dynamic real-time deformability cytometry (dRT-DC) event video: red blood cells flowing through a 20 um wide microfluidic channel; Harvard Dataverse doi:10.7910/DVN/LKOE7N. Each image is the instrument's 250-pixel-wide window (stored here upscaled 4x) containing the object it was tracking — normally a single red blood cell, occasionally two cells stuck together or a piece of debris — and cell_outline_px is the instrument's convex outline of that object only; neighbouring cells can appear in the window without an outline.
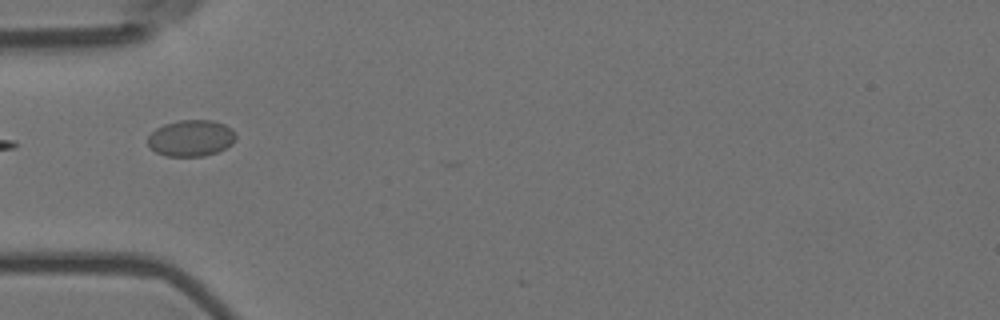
{"species": "Egyptian fruit bat (a non-hibernating species)", "species_latin": "Rousettus aegyptiacus", "temperature_condition": "room temperature", "stored_images_in_passage": 4, "camera_frame_rate_fps": 3000, "um_per_image_px": 0.085, "animal": {"sex": "female"}, "frame": {"image": 1, "passage_image": 4, "time_ms": 1.0, "image_size_px": [1000, 320], "cell_outline_px": [[236, 140], [232, 144], [216, 152], [204, 156], [164, 156], [156, 152], [148, 144], [148, 136], [156, 128], [164, 124], [180, 120], [212, 120], [224, 124], [232, 128], [236, 132]], "centroid_in_image_um": [16.26, 11.73], "position_along_channel_um": 68.7, "area_um2": 18.73}}